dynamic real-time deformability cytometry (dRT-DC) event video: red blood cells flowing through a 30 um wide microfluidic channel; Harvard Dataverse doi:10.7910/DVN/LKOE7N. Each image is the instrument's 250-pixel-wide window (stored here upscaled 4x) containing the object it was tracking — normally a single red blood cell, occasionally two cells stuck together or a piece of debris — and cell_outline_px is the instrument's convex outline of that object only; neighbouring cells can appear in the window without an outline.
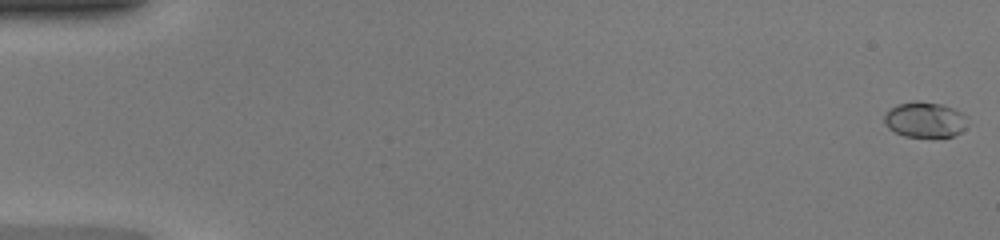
{"species": "common noctule bat (a hibernating species)", "species_latin": "Nyctalus noctula", "temperature_condition": "warm", "stored_images_in_passage": 49, "camera_frame_rate_fps": 3000, "um_per_image_px": 0.085, "animal": {"sex": "female", "body_mass_g": 20.0, "forearm_length_mm": 54.0}, "frame": {"image": 1, "passage_image": 1, "time_ms": 0.0, "image_size_px": [1000, 240], "cell_outline_px": [[968, 116], [964, 128], [960, 132], [952, 136], [904, 136], [888, 128], [884, 120], [884, 116], [896, 104], [916, 100], [940, 104], [952, 108]], "centroid_in_image_um": [78.61, 10.16], "position_along_channel_um": 6.4, "area_um2": 16.94}}
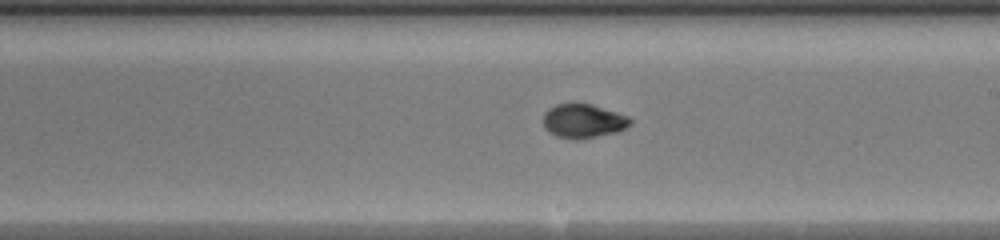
{"frame": {"image": 2, "passage_image": 29, "time_ms": 9.333, "image_size_px": [1000, 240], "cell_outline_px": [[632, 124], [628, 128], [616, 132], [576, 140], [556, 136], [548, 132], [544, 128], [544, 112], [548, 108], [556, 104], [592, 104], [628, 116], [632, 120]], "centroid_in_image_um": [49.58, 10.29], "position_along_channel_um": 239.4, "area_um2": 17.28}}
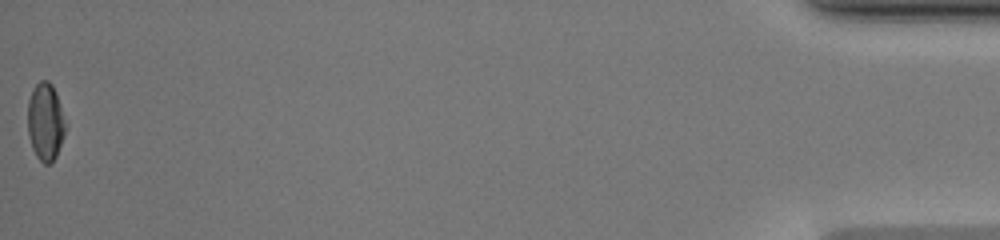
{"frame": {"image": 3, "passage_image": 49, "time_ms": 16.0, "image_size_px": [1000, 240], "cell_outline_px": [[64, 136], [56, 156], [48, 164], [44, 164], [36, 156], [32, 148], [28, 136], [28, 100], [32, 88], [40, 80], [48, 80], [52, 84], [56, 92], [64, 124]], "centroid_in_image_um": [3.82, 10.34], "position_along_channel_um": 431.4, "area_um2": 16.82}, "authors_computed_cell_mechanics": {"area_um2": 16.9354, "velocity_mm_per_s": 4.3168, "shape_relaxation_time_tau1_ms": 4.4772, "shape_relaxation_time_tau2_ms": null, "deformation_change_tau1": 0.1918, "deformation_change_tau2": null}}